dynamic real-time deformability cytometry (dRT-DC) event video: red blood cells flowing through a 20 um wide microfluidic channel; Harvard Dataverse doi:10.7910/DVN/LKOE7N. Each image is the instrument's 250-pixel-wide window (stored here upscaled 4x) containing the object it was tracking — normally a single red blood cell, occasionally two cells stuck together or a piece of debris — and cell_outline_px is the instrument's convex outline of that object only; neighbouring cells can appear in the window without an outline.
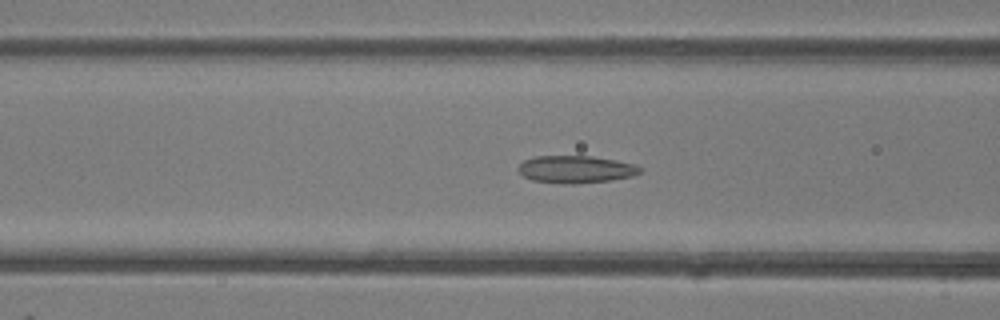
{"species": "common noctule bat (a hibernating species)", "species_latin": "Nyctalus noctula", "temperature_condition": "room temperature", "stored_images_in_passage": 47, "camera_frame_rate_fps": 3000, "um_per_image_px": 0.085, "animal": {"sex": "female"}, "frame": {"image": 1, "passage_image": 18, "time_ms": 5.667, "image_size_px": [1000, 320], "cell_outline_px": [[644, 168], [640, 172], [632, 176], [612, 180], [576, 184], [564, 184], [532, 180], [524, 176], [516, 168], [524, 160], [536, 156], [592, 156], [616, 160], [636, 164]], "centroid_in_image_um": [48.97, 14.39], "position_along_channel_um": 117.6, "area_um2": 19.59}}
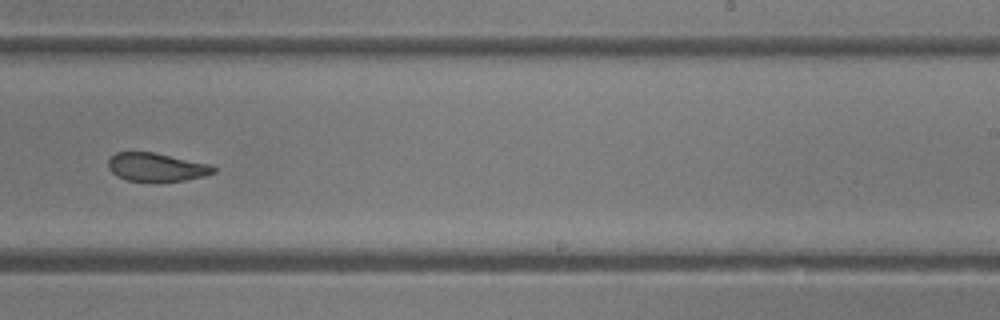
{"frame": {"image": 2, "passage_image": 29, "time_ms": 9.333, "image_size_px": [1000, 320], "cell_outline_px": [[216, 172], [204, 176], [184, 180], [128, 180], [116, 176], [108, 168], [108, 160], [116, 152], [152, 152], [212, 164], [216, 168]], "centroid_in_image_um": [13.31, 14.19], "position_along_channel_um": 275.7, "area_um2": 17.17}}
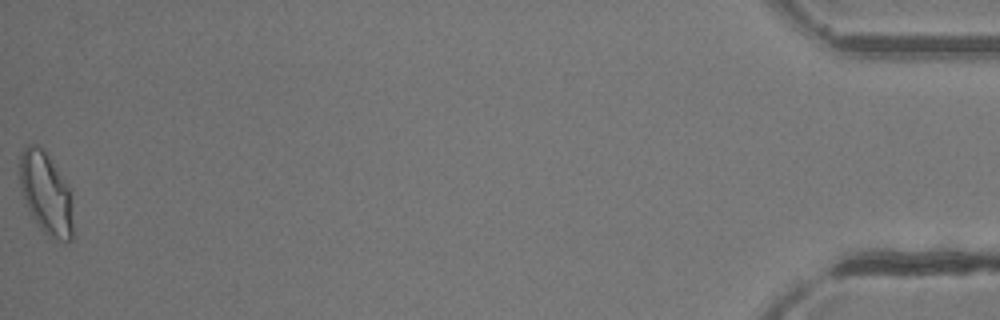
{"frame": {"image": 3, "passage_image": 47, "time_ms": 15.333, "image_size_px": [1000, 320], "cell_outline_px": [[72, 240], [64, 244], [48, 236], [40, 228], [24, 204], [20, 184], [20, 152], [28, 144], [36, 144], [48, 156], [72, 188]], "centroid_in_image_um": [3.93, 16.47], "position_along_channel_um": 431.3, "area_um2": 26.01}, "authors_computed_cell_mechanics": {"area_um2": 20.1722, "velocity_mm_per_s": 4.3201, "shape_relaxation_time_tau1_ms": null, "shape_relaxation_time_tau2_ms": 2.22, "deformation_change_tau1": null, "deformation_change_tau2": 0.0867}}